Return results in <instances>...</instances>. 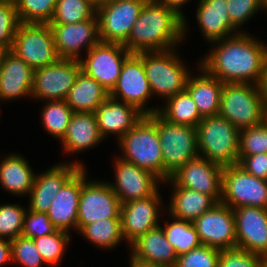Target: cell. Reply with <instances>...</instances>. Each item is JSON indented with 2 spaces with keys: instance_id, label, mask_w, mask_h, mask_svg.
<instances>
[{
  "instance_id": "5b68a950",
  "label": "cell",
  "mask_w": 267,
  "mask_h": 267,
  "mask_svg": "<svg viewBox=\"0 0 267 267\" xmlns=\"http://www.w3.org/2000/svg\"><path fill=\"white\" fill-rule=\"evenodd\" d=\"M119 142L120 158L150 171L163 182V158L156 125L145 115Z\"/></svg>"
},
{
  "instance_id": "836d02e7",
  "label": "cell",
  "mask_w": 267,
  "mask_h": 267,
  "mask_svg": "<svg viewBox=\"0 0 267 267\" xmlns=\"http://www.w3.org/2000/svg\"><path fill=\"white\" fill-rule=\"evenodd\" d=\"M171 219L173 222L166 223L162 229L168 242L174 247L177 256L202 245L193 222L174 217Z\"/></svg>"
},
{
  "instance_id": "681fc988",
  "label": "cell",
  "mask_w": 267,
  "mask_h": 267,
  "mask_svg": "<svg viewBox=\"0 0 267 267\" xmlns=\"http://www.w3.org/2000/svg\"><path fill=\"white\" fill-rule=\"evenodd\" d=\"M12 261L11 241L0 239V266Z\"/></svg>"
},
{
  "instance_id": "816d5d0a",
  "label": "cell",
  "mask_w": 267,
  "mask_h": 267,
  "mask_svg": "<svg viewBox=\"0 0 267 267\" xmlns=\"http://www.w3.org/2000/svg\"><path fill=\"white\" fill-rule=\"evenodd\" d=\"M130 264H131L130 267H159V266H154V265L143 264L132 259L130 261Z\"/></svg>"
},
{
  "instance_id": "cb8c5ba5",
  "label": "cell",
  "mask_w": 267,
  "mask_h": 267,
  "mask_svg": "<svg viewBox=\"0 0 267 267\" xmlns=\"http://www.w3.org/2000/svg\"><path fill=\"white\" fill-rule=\"evenodd\" d=\"M34 70L11 51L0 65V100H14L32 95Z\"/></svg>"
},
{
  "instance_id": "d6a6232c",
  "label": "cell",
  "mask_w": 267,
  "mask_h": 267,
  "mask_svg": "<svg viewBox=\"0 0 267 267\" xmlns=\"http://www.w3.org/2000/svg\"><path fill=\"white\" fill-rule=\"evenodd\" d=\"M88 241L100 248H114L124 240L120 218L100 219L84 226L80 232Z\"/></svg>"
},
{
  "instance_id": "ee69618b",
  "label": "cell",
  "mask_w": 267,
  "mask_h": 267,
  "mask_svg": "<svg viewBox=\"0 0 267 267\" xmlns=\"http://www.w3.org/2000/svg\"><path fill=\"white\" fill-rule=\"evenodd\" d=\"M57 228L50 221L47 213L28 210L24 215L23 230L21 236L26 238H38L52 234Z\"/></svg>"
},
{
  "instance_id": "11a10c76",
  "label": "cell",
  "mask_w": 267,
  "mask_h": 267,
  "mask_svg": "<svg viewBox=\"0 0 267 267\" xmlns=\"http://www.w3.org/2000/svg\"><path fill=\"white\" fill-rule=\"evenodd\" d=\"M7 51L0 47V65L2 63L3 56L5 55Z\"/></svg>"
},
{
  "instance_id": "e0dca14e",
  "label": "cell",
  "mask_w": 267,
  "mask_h": 267,
  "mask_svg": "<svg viewBox=\"0 0 267 267\" xmlns=\"http://www.w3.org/2000/svg\"><path fill=\"white\" fill-rule=\"evenodd\" d=\"M60 59L80 60L83 47L87 52L100 42L98 18L95 15L79 23L49 24Z\"/></svg>"
},
{
  "instance_id": "484cf974",
  "label": "cell",
  "mask_w": 267,
  "mask_h": 267,
  "mask_svg": "<svg viewBox=\"0 0 267 267\" xmlns=\"http://www.w3.org/2000/svg\"><path fill=\"white\" fill-rule=\"evenodd\" d=\"M196 18L206 41L212 43L240 31L231 23L227 0H199Z\"/></svg>"
},
{
  "instance_id": "4dcf8cb0",
  "label": "cell",
  "mask_w": 267,
  "mask_h": 267,
  "mask_svg": "<svg viewBox=\"0 0 267 267\" xmlns=\"http://www.w3.org/2000/svg\"><path fill=\"white\" fill-rule=\"evenodd\" d=\"M20 154H9L0 164V184L14 195H29L34 185V174L29 163Z\"/></svg>"
},
{
  "instance_id": "f546056e",
  "label": "cell",
  "mask_w": 267,
  "mask_h": 267,
  "mask_svg": "<svg viewBox=\"0 0 267 267\" xmlns=\"http://www.w3.org/2000/svg\"><path fill=\"white\" fill-rule=\"evenodd\" d=\"M108 97L107 89L80 71L65 101L74 112L95 113Z\"/></svg>"
},
{
  "instance_id": "f35d334b",
  "label": "cell",
  "mask_w": 267,
  "mask_h": 267,
  "mask_svg": "<svg viewBox=\"0 0 267 267\" xmlns=\"http://www.w3.org/2000/svg\"><path fill=\"white\" fill-rule=\"evenodd\" d=\"M26 211L17 204L0 205V239L12 241L21 236Z\"/></svg>"
},
{
  "instance_id": "c3c4849f",
  "label": "cell",
  "mask_w": 267,
  "mask_h": 267,
  "mask_svg": "<svg viewBox=\"0 0 267 267\" xmlns=\"http://www.w3.org/2000/svg\"><path fill=\"white\" fill-rule=\"evenodd\" d=\"M155 1L166 6L184 20V35L186 36L187 22L180 8H182V6L187 2H189L190 0H155Z\"/></svg>"
},
{
  "instance_id": "74e56055",
  "label": "cell",
  "mask_w": 267,
  "mask_h": 267,
  "mask_svg": "<svg viewBox=\"0 0 267 267\" xmlns=\"http://www.w3.org/2000/svg\"><path fill=\"white\" fill-rule=\"evenodd\" d=\"M21 23H49L57 0H14Z\"/></svg>"
},
{
  "instance_id": "44dd1931",
  "label": "cell",
  "mask_w": 267,
  "mask_h": 267,
  "mask_svg": "<svg viewBox=\"0 0 267 267\" xmlns=\"http://www.w3.org/2000/svg\"><path fill=\"white\" fill-rule=\"evenodd\" d=\"M83 163L72 161L68 164L54 165L45 172L37 173L29 193L28 210L47 213L51 202L63 185L81 168Z\"/></svg>"
},
{
  "instance_id": "ffe728a7",
  "label": "cell",
  "mask_w": 267,
  "mask_h": 267,
  "mask_svg": "<svg viewBox=\"0 0 267 267\" xmlns=\"http://www.w3.org/2000/svg\"><path fill=\"white\" fill-rule=\"evenodd\" d=\"M236 248L267 258V209L234 208Z\"/></svg>"
},
{
  "instance_id": "ab89813d",
  "label": "cell",
  "mask_w": 267,
  "mask_h": 267,
  "mask_svg": "<svg viewBox=\"0 0 267 267\" xmlns=\"http://www.w3.org/2000/svg\"><path fill=\"white\" fill-rule=\"evenodd\" d=\"M14 0H0V47L10 51L20 25Z\"/></svg>"
},
{
  "instance_id": "7dc6e473",
  "label": "cell",
  "mask_w": 267,
  "mask_h": 267,
  "mask_svg": "<svg viewBox=\"0 0 267 267\" xmlns=\"http://www.w3.org/2000/svg\"><path fill=\"white\" fill-rule=\"evenodd\" d=\"M238 165L249 174L267 180V153L239 155Z\"/></svg>"
},
{
  "instance_id": "bcb514c9",
  "label": "cell",
  "mask_w": 267,
  "mask_h": 267,
  "mask_svg": "<svg viewBox=\"0 0 267 267\" xmlns=\"http://www.w3.org/2000/svg\"><path fill=\"white\" fill-rule=\"evenodd\" d=\"M263 257L239 248L221 250L218 267H258Z\"/></svg>"
},
{
  "instance_id": "9c48e42d",
  "label": "cell",
  "mask_w": 267,
  "mask_h": 267,
  "mask_svg": "<svg viewBox=\"0 0 267 267\" xmlns=\"http://www.w3.org/2000/svg\"><path fill=\"white\" fill-rule=\"evenodd\" d=\"M148 0H107L97 4L100 42L123 44Z\"/></svg>"
},
{
  "instance_id": "603a6c76",
  "label": "cell",
  "mask_w": 267,
  "mask_h": 267,
  "mask_svg": "<svg viewBox=\"0 0 267 267\" xmlns=\"http://www.w3.org/2000/svg\"><path fill=\"white\" fill-rule=\"evenodd\" d=\"M130 259L159 267H175L178 256L168 242L161 224L131 244Z\"/></svg>"
},
{
  "instance_id": "7bdbcfd3",
  "label": "cell",
  "mask_w": 267,
  "mask_h": 267,
  "mask_svg": "<svg viewBox=\"0 0 267 267\" xmlns=\"http://www.w3.org/2000/svg\"><path fill=\"white\" fill-rule=\"evenodd\" d=\"M221 250L201 245L177 258L175 267H218Z\"/></svg>"
},
{
  "instance_id": "1f68e13d",
  "label": "cell",
  "mask_w": 267,
  "mask_h": 267,
  "mask_svg": "<svg viewBox=\"0 0 267 267\" xmlns=\"http://www.w3.org/2000/svg\"><path fill=\"white\" fill-rule=\"evenodd\" d=\"M157 113L173 124L197 127L203 119L190 93L185 90L166 100L165 106L158 107Z\"/></svg>"
},
{
  "instance_id": "db71d44e",
  "label": "cell",
  "mask_w": 267,
  "mask_h": 267,
  "mask_svg": "<svg viewBox=\"0 0 267 267\" xmlns=\"http://www.w3.org/2000/svg\"><path fill=\"white\" fill-rule=\"evenodd\" d=\"M258 267H267V258H263V259L260 261Z\"/></svg>"
},
{
  "instance_id": "52a82bcc",
  "label": "cell",
  "mask_w": 267,
  "mask_h": 267,
  "mask_svg": "<svg viewBox=\"0 0 267 267\" xmlns=\"http://www.w3.org/2000/svg\"><path fill=\"white\" fill-rule=\"evenodd\" d=\"M264 101L258 85L224 83L218 115L239 130L263 123Z\"/></svg>"
},
{
  "instance_id": "d6986e66",
  "label": "cell",
  "mask_w": 267,
  "mask_h": 267,
  "mask_svg": "<svg viewBox=\"0 0 267 267\" xmlns=\"http://www.w3.org/2000/svg\"><path fill=\"white\" fill-rule=\"evenodd\" d=\"M115 159V184L109 182V185L121 204L149 197L159 190L161 180L150 171L126 162L119 156Z\"/></svg>"
},
{
  "instance_id": "8fae6325",
  "label": "cell",
  "mask_w": 267,
  "mask_h": 267,
  "mask_svg": "<svg viewBox=\"0 0 267 267\" xmlns=\"http://www.w3.org/2000/svg\"><path fill=\"white\" fill-rule=\"evenodd\" d=\"M82 167V189L79 200L76 230L106 218H120L121 202L109 182L87 181L86 168Z\"/></svg>"
},
{
  "instance_id": "ac0fdd59",
  "label": "cell",
  "mask_w": 267,
  "mask_h": 267,
  "mask_svg": "<svg viewBox=\"0 0 267 267\" xmlns=\"http://www.w3.org/2000/svg\"><path fill=\"white\" fill-rule=\"evenodd\" d=\"M160 194L157 190L149 197L121 204V230L128 244L131 245L148 230L159 226V208L162 205Z\"/></svg>"
},
{
  "instance_id": "277c9868",
  "label": "cell",
  "mask_w": 267,
  "mask_h": 267,
  "mask_svg": "<svg viewBox=\"0 0 267 267\" xmlns=\"http://www.w3.org/2000/svg\"><path fill=\"white\" fill-rule=\"evenodd\" d=\"M157 127L163 158V182L188 161L199 156L197 130L187 125L173 124L157 112L146 115Z\"/></svg>"
},
{
  "instance_id": "6f0895ef",
  "label": "cell",
  "mask_w": 267,
  "mask_h": 267,
  "mask_svg": "<svg viewBox=\"0 0 267 267\" xmlns=\"http://www.w3.org/2000/svg\"><path fill=\"white\" fill-rule=\"evenodd\" d=\"M96 4H99L101 2L107 1V0H93Z\"/></svg>"
},
{
  "instance_id": "7402d4cb",
  "label": "cell",
  "mask_w": 267,
  "mask_h": 267,
  "mask_svg": "<svg viewBox=\"0 0 267 267\" xmlns=\"http://www.w3.org/2000/svg\"><path fill=\"white\" fill-rule=\"evenodd\" d=\"M99 132L104 139L116 134L120 140L144 116L134 105L119 102L110 96L95 111Z\"/></svg>"
},
{
  "instance_id": "30bf717a",
  "label": "cell",
  "mask_w": 267,
  "mask_h": 267,
  "mask_svg": "<svg viewBox=\"0 0 267 267\" xmlns=\"http://www.w3.org/2000/svg\"><path fill=\"white\" fill-rule=\"evenodd\" d=\"M221 203L232 209L245 206L267 209V180L249 174L238 164L225 166Z\"/></svg>"
},
{
  "instance_id": "83f0119b",
  "label": "cell",
  "mask_w": 267,
  "mask_h": 267,
  "mask_svg": "<svg viewBox=\"0 0 267 267\" xmlns=\"http://www.w3.org/2000/svg\"><path fill=\"white\" fill-rule=\"evenodd\" d=\"M201 74L189 76L186 90L190 93L200 115L204 117L218 115L220 96L224 86L218 78L210 75L199 65Z\"/></svg>"
},
{
  "instance_id": "ba28073f",
  "label": "cell",
  "mask_w": 267,
  "mask_h": 267,
  "mask_svg": "<svg viewBox=\"0 0 267 267\" xmlns=\"http://www.w3.org/2000/svg\"><path fill=\"white\" fill-rule=\"evenodd\" d=\"M10 51L33 70L54 64L60 59L48 23H20Z\"/></svg>"
},
{
  "instance_id": "4316f807",
  "label": "cell",
  "mask_w": 267,
  "mask_h": 267,
  "mask_svg": "<svg viewBox=\"0 0 267 267\" xmlns=\"http://www.w3.org/2000/svg\"><path fill=\"white\" fill-rule=\"evenodd\" d=\"M102 140L95 113L74 112L61 144L63 150L73 154L95 147Z\"/></svg>"
},
{
  "instance_id": "b9f144b4",
  "label": "cell",
  "mask_w": 267,
  "mask_h": 267,
  "mask_svg": "<svg viewBox=\"0 0 267 267\" xmlns=\"http://www.w3.org/2000/svg\"><path fill=\"white\" fill-rule=\"evenodd\" d=\"M12 263L18 262L24 267H42L45 264L33 239L18 236L11 241Z\"/></svg>"
},
{
  "instance_id": "6da1fadb",
  "label": "cell",
  "mask_w": 267,
  "mask_h": 267,
  "mask_svg": "<svg viewBox=\"0 0 267 267\" xmlns=\"http://www.w3.org/2000/svg\"><path fill=\"white\" fill-rule=\"evenodd\" d=\"M253 38L239 32L214 41L216 47L202 58L199 65L223 83L258 85L267 58V45Z\"/></svg>"
},
{
  "instance_id": "4fadbf2b",
  "label": "cell",
  "mask_w": 267,
  "mask_h": 267,
  "mask_svg": "<svg viewBox=\"0 0 267 267\" xmlns=\"http://www.w3.org/2000/svg\"><path fill=\"white\" fill-rule=\"evenodd\" d=\"M80 71V60L72 59H59L54 64L34 69L31 96L42 101L66 100Z\"/></svg>"
},
{
  "instance_id": "f907efd6",
  "label": "cell",
  "mask_w": 267,
  "mask_h": 267,
  "mask_svg": "<svg viewBox=\"0 0 267 267\" xmlns=\"http://www.w3.org/2000/svg\"><path fill=\"white\" fill-rule=\"evenodd\" d=\"M260 94L263 98V101H267V58L264 63V68L260 82L258 83Z\"/></svg>"
},
{
  "instance_id": "f1b7e54d",
  "label": "cell",
  "mask_w": 267,
  "mask_h": 267,
  "mask_svg": "<svg viewBox=\"0 0 267 267\" xmlns=\"http://www.w3.org/2000/svg\"><path fill=\"white\" fill-rule=\"evenodd\" d=\"M173 185V194L167 208L169 217L193 222L204 212L212 209L218 202L210 195L200 193L184 187H177L170 179L166 180Z\"/></svg>"
},
{
  "instance_id": "9f6ffc18",
  "label": "cell",
  "mask_w": 267,
  "mask_h": 267,
  "mask_svg": "<svg viewBox=\"0 0 267 267\" xmlns=\"http://www.w3.org/2000/svg\"><path fill=\"white\" fill-rule=\"evenodd\" d=\"M262 8L267 10V0H261Z\"/></svg>"
},
{
  "instance_id": "e575fe53",
  "label": "cell",
  "mask_w": 267,
  "mask_h": 267,
  "mask_svg": "<svg viewBox=\"0 0 267 267\" xmlns=\"http://www.w3.org/2000/svg\"><path fill=\"white\" fill-rule=\"evenodd\" d=\"M96 6L93 0H57L48 24H71L92 19L96 15Z\"/></svg>"
},
{
  "instance_id": "7c38bea8",
  "label": "cell",
  "mask_w": 267,
  "mask_h": 267,
  "mask_svg": "<svg viewBox=\"0 0 267 267\" xmlns=\"http://www.w3.org/2000/svg\"><path fill=\"white\" fill-rule=\"evenodd\" d=\"M86 53L87 56L80 59L81 71L110 92L131 53L123 44L111 42H99Z\"/></svg>"
},
{
  "instance_id": "5bb4252c",
  "label": "cell",
  "mask_w": 267,
  "mask_h": 267,
  "mask_svg": "<svg viewBox=\"0 0 267 267\" xmlns=\"http://www.w3.org/2000/svg\"><path fill=\"white\" fill-rule=\"evenodd\" d=\"M152 95L143 60L137 54H131L124 61L120 76L109 96L117 101L134 105L143 114L149 115L158 111L155 107L145 109V103H148Z\"/></svg>"
},
{
  "instance_id": "f5cc1de1",
  "label": "cell",
  "mask_w": 267,
  "mask_h": 267,
  "mask_svg": "<svg viewBox=\"0 0 267 267\" xmlns=\"http://www.w3.org/2000/svg\"><path fill=\"white\" fill-rule=\"evenodd\" d=\"M263 122L267 125V101H264Z\"/></svg>"
},
{
  "instance_id": "2e32d148",
  "label": "cell",
  "mask_w": 267,
  "mask_h": 267,
  "mask_svg": "<svg viewBox=\"0 0 267 267\" xmlns=\"http://www.w3.org/2000/svg\"><path fill=\"white\" fill-rule=\"evenodd\" d=\"M223 166L198 156L178 169L170 180L184 187L212 196L218 203L222 198Z\"/></svg>"
},
{
  "instance_id": "f6af8a7d",
  "label": "cell",
  "mask_w": 267,
  "mask_h": 267,
  "mask_svg": "<svg viewBox=\"0 0 267 267\" xmlns=\"http://www.w3.org/2000/svg\"><path fill=\"white\" fill-rule=\"evenodd\" d=\"M227 8L230 21L238 30L258 10L263 9L261 0H227Z\"/></svg>"
},
{
  "instance_id": "3957f363",
  "label": "cell",
  "mask_w": 267,
  "mask_h": 267,
  "mask_svg": "<svg viewBox=\"0 0 267 267\" xmlns=\"http://www.w3.org/2000/svg\"><path fill=\"white\" fill-rule=\"evenodd\" d=\"M199 156L220 166L239 161V133L231 122L220 115L204 117L196 127Z\"/></svg>"
},
{
  "instance_id": "8d00e7d4",
  "label": "cell",
  "mask_w": 267,
  "mask_h": 267,
  "mask_svg": "<svg viewBox=\"0 0 267 267\" xmlns=\"http://www.w3.org/2000/svg\"><path fill=\"white\" fill-rule=\"evenodd\" d=\"M70 240L69 233L59 229L52 234L33 239L43 261L49 266H54L61 262L64 252H66L65 247H67Z\"/></svg>"
},
{
  "instance_id": "60d3db41",
  "label": "cell",
  "mask_w": 267,
  "mask_h": 267,
  "mask_svg": "<svg viewBox=\"0 0 267 267\" xmlns=\"http://www.w3.org/2000/svg\"><path fill=\"white\" fill-rule=\"evenodd\" d=\"M267 153V125L243 128L239 133V155Z\"/></svg>"
},
{
  "instance_id": "9a60e30c",
  "label": "cell",
  "mask_w": 267,
  "mask_h": 267,
  "mask_svg": "<svg viewBox=\"0 0 267 267\" xmlns=\"http://www.w3.org/2000/svg\"><path fill=\"white\" fill-rule=\"evenodd\" d=\"M202 245L227 250L236 248L234 210L221 202L193 221Z\"/></svg>"
},
{
  "instance_id": "8992f818",
  "label": "cell",
  "mask_w": 267,
  "mask_h": 267,
  "mask_svg": "<svg viewBox=\"0 0 267 267\" xmlns=\"http://www.w3.org/2000/svg\"><path fill=\"white\" fill-rule=\"evenodd\" d=\"M172 49L165 51L141 52L143 67L153 95L173 97L186 90L190 74L180 56Z\"/></svg>"
},
{
  "instance_id": "7a4b0ae2",
  "label": "cell",
  "mask_w": 267,
  "mask_h": 267,
  "mask_svg": "<svg viewBox=\"0 0 267 267\" xmlns=\"http://www.w3.org/2000/svg\"><path fill=\"white\" fill-rule=\"evenodd\" d=\"M183 37L184 20L166 6L148 0L123 45L131 54L165 51Z\"/></svg>"
},
{
  "instance_id": "d590c367",
  "label": "cell",
  "mask_w": 267,
  "mask_h": 267,
  "mask_svg": "<svg viewBox=\"0 0 267 267\" xmlns=\"http://www.w3.org/2000/svg\"><path fill=\"white\" fill-rule=\"evenodd\" d=\"M46 102L41 114L44 129L61 141L65 136L66 126L69 124L74 111L65 100Z\"/></svg>"
},
{
  "instance_id": "d4e9b609",
  "label": "cell",
  "mask_w": 267,
  "mask_h": 267,
  "mask_svg": "<svg viewBox=\"0 0 267 267\" xmlns=\"http://www.w3.org/2000/svg\"><path fill=\"white\" fill-rule=\"evenodd\" d=\"M81 189L82 167L59 190L47 211L57 229L67 232L71 228L76 230Z\"/></svg>"
}]
</instances>
